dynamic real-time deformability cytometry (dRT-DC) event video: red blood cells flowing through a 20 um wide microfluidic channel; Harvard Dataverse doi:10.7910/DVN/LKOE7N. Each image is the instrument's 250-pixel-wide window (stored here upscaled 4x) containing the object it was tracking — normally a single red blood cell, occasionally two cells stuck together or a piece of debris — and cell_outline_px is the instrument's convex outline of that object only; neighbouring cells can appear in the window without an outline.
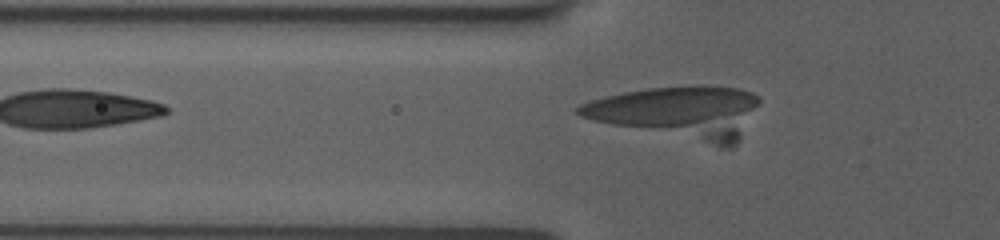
{"species": "human", "species_latin": "Homo sapiens", "temperature_condition": "room temperature", "stored_images_in_passage": 45, "camera_frame_rate_fps": 3000, "um_per_image_px": 0.085, "donor": {"sex": "female"}, "frame": {"image": 1, "passage_image": 8, "time_ms": 2.333, "image_size_px": [1000, 240], "cell_outline_px": [[760, 104], [736, 144], [732, 148], [720, 148], [612, 124], [580, 116], [576, 112], [576, 108], [580, 104], [588, 100], [624, 92], [648, 88], [696, 84], [736, 88], [752, 92], [760, 96]], "centroid_in_image_um": [57.76, 9.54], "position_along_channel_um": 68.0, "area_um2": 55.66}}
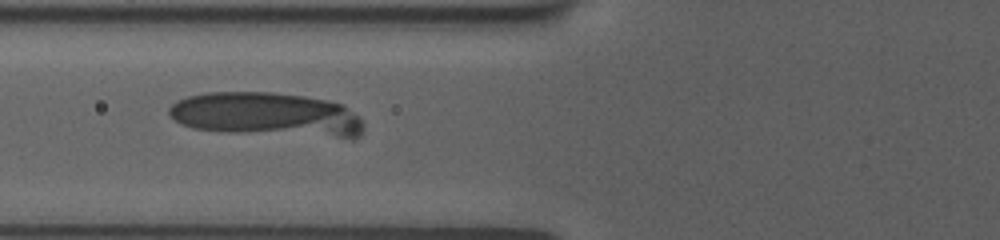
{"frame": {"image": 2, "passage_image": 11, "time_ms": 3.333, "image_size_px": [1000, 240], "cell_outline_px": [[364, 132], [356, 140], [352, 140], [232, 132], [192, 128], [176, 120], [168, 112], [168, 108], [176, 100], [188, 96], [208, 92], [272, 92], [304, 96], [328, 100], [344, 104], [360, 116], [364, 124]], "centroid_in_image_um": [22.82, 9.77], "position_along_channel_um": 103.0, "area_um2": 51.1}}
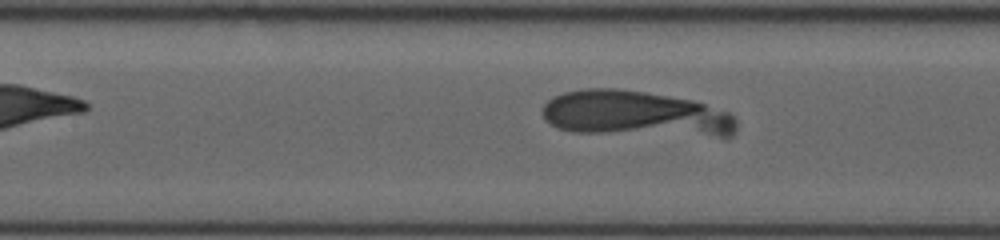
{"frame": {"image": 3, "passage_image": 15, "time_ms": 4.667, "image_size_px": [1000, 240], "cell_outline_px": [[736, 132], [728, 140], [572, 132], [556, 128], [544, 120], [540, 112], [544, 104], [552, 96], [564, 92], [584, 88], [616, 88], [644, 92], [692, 100], [728, 112], [736, 120]], "centroid_in_image_um": [54.08, 9.75], "position_along_channel_um": 153.3, "area_um2": 54.1}}